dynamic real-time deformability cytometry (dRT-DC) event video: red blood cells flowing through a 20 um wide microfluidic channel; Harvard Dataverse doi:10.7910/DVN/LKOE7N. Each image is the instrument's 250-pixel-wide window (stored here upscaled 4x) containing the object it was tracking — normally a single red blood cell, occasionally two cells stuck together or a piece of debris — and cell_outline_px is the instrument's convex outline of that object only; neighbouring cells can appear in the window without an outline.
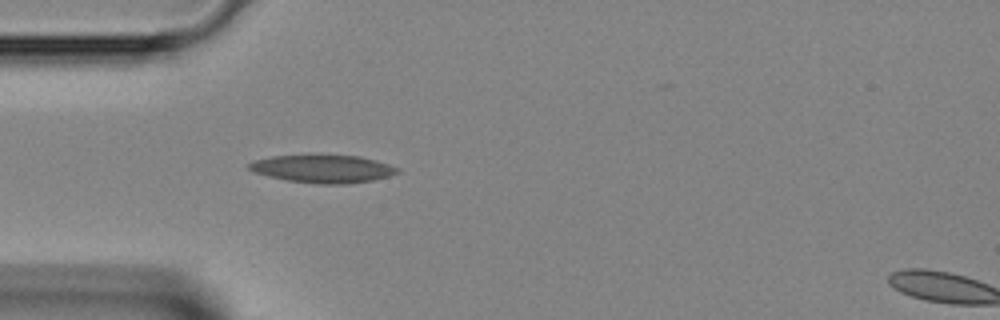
{"species": "Egyptian fruit bat (a non-hibernating species)", "species_latin": "Rousettus aegyptiacus", "temperature_condition": "room temperature", "stored_images_in_passage": 32, "camera_frame_rate_fps": 3000, "um_per_image_px": 0.085, "animal": {"sex": "female"}, "frame": {"image": 1, "passage_image": 1, "time_ms": 0.0, "image_size_px": [1000, 320], "cell_outline_px": [[400, 172], [388, 176], [372, 180], [348, 184], [316, 184], [288, 180], [268, 176], [252, 172], [248, 168], [248, 164], [256, 160], [272, 156], [360, 156], [376, 160], [400, 168]], "centroid_in_image_um": [27.47, 14.36], "position_along_channel_um": 57.5, "area_um2": 23.81}}
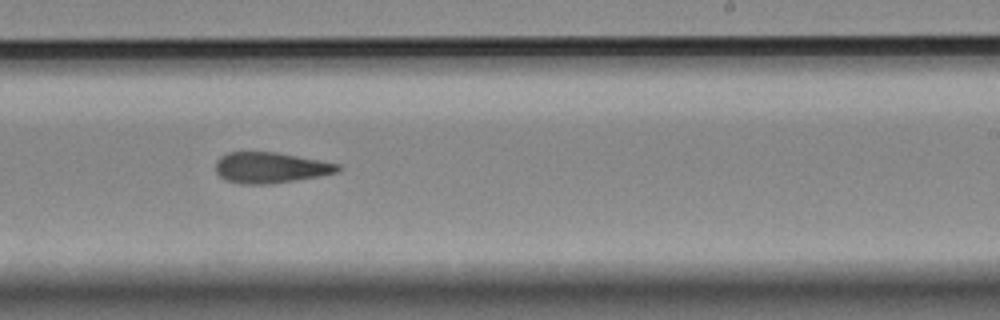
{"frame": {"image": 2, "passage_image": 15, "time_ms": 4.667, "image_size_px": [1000, 320], "cell_outline_px": [[340, 168], [336, 172], [320, 176], [272, 184], [240, 184], [224, 180], [216, 172], [216, 160], [220, 156], [228, 152], [276, 152], [340, 164]], "centroid_in_image_um": [22.95, 14.26], "position_along_channel_um": 266.1, "area_um2": 21.96}}
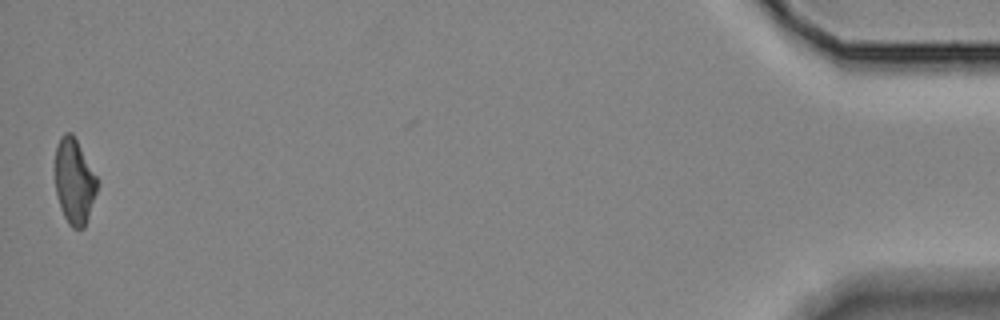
{"frame": {"image": 3, "passage_image": 32, "time_ms": 10.333, "image_size_px": [1000, 320], "cell_outline_px": [[100, 184], [84, 228], [72, 228], [68, 224], [60, 208], [56, 192], [56, 148], [60, 136], [64, 132], [72, 132], [100, 180]], "centroid_in_image_um": [6.35, 15.41], "position_along_channel_um": 428.8, "area_um2": 21.21}}